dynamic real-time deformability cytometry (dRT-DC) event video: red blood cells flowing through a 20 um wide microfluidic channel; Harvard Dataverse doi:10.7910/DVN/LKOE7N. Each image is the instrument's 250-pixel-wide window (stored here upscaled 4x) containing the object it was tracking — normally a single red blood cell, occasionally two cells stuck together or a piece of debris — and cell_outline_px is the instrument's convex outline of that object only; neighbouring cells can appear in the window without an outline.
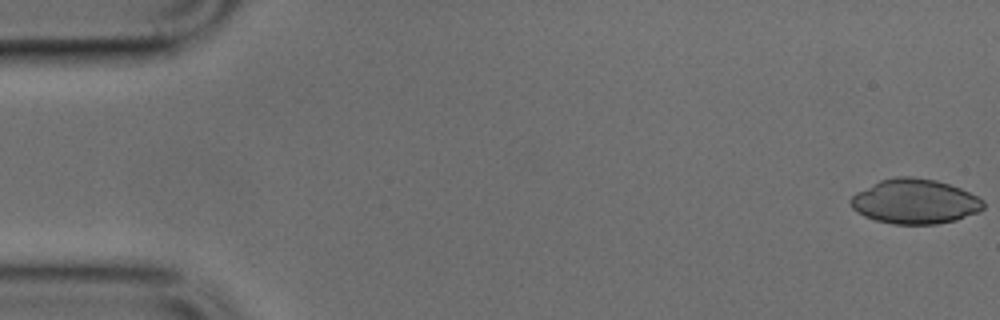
{"species": "common noctule bat (a hibernating species)", "species_latin": "Nyctalus noctula", "temperature_condition": "cold", "stored_images_in_passage": 14, "camera_frame_rate_fps": 3000, "um_per_image_px": 0.085, "animal": {"sex": "male", "body_mass_g": 17.9, "forearm_length_mm": 54.2}, "frame": {"image": 1, "passage_image": 1, "time_ms": 0.0, "image_size_px": [1000, 320], "cell_outline_px": [[984, 208], [980, 212], [956, 220], [936, 224], [892, 224], [876, 220], [864, 216], [856, 212], [852, 208], [848, 200], [856, 192], [880, 180], [896, 176], [912, 176], [936, 180], [960, 188], [984, 200]], "centroid_in_image_um": [77.75, 17.13], "position_along_channel_um": 7.2, "area_um2": 34.8}}